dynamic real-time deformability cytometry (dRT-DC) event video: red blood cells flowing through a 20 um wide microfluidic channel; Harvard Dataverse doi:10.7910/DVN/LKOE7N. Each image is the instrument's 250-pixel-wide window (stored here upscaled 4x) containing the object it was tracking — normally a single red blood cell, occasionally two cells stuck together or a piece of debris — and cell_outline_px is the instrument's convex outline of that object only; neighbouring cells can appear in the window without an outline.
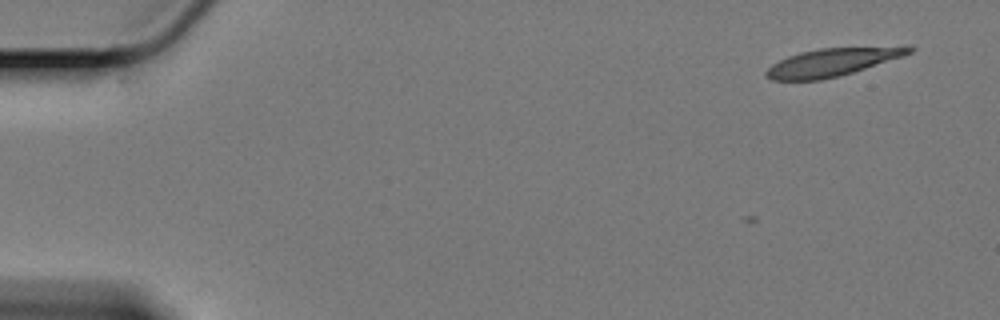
{"species": "Egyptian fruit bat (a non-hibernating species)", "species_latin": "Rousettus aegyptiacus", "temperature_condition": "cold", "stored_images_in_passage": 2, "camera_frame_rate_fps": 3000, "um_per_image_px": 0.085, "animal": {"sex": "female"}, "frame": {"image": 1, "passage_image": 2, "time_ms": 0.333, "image_size_px": [1000, 320], "cell_outline_px": [[916, 48], [912, 52], [904, 56], [852, 72], [820, 80], [772, 80], [764, 76], [764, 72], [772, 64], [788, 56], [800, 52], [820, 48], [908, 44]], "centroid_in_image_um": [70.85, 5.24], "position_along_channel_um": 14.2, "area_um2": 23.76}}